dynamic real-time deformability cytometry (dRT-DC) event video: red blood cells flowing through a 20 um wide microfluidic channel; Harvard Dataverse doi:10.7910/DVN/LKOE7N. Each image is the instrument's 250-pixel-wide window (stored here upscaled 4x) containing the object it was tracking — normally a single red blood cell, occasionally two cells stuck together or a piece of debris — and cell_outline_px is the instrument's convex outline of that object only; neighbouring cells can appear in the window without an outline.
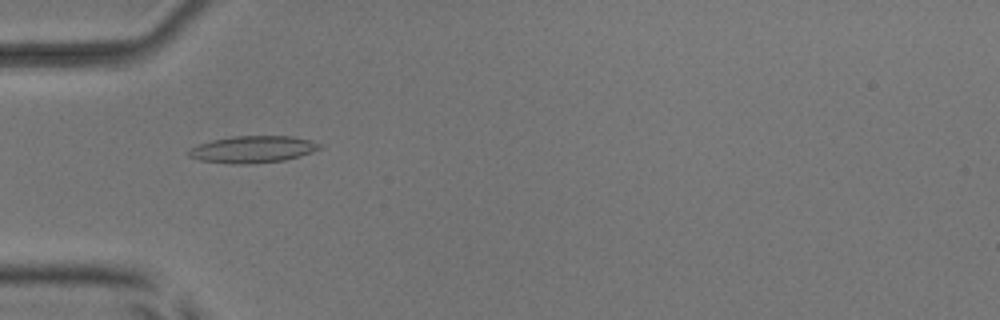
{"species": "common noctule bat (a hibernating species)", "species_latin": "Nyctalus noctula", "temperature_condition": "room temperature", "stored_images_in_passage": 6, "camera_frame_rate_fps": 3000, "um_per_image_px": 0.085, "animal": {"sex": "male", "body_mass_g": 17.9, "forearm_length_mm": 54.2}, "frame": {"image": 1, "passage_image": 5, "time_ms": 4.667, "image_size_px": [1000, 320], "cell_outline_px": [[324, 148], [300, 156], [284, 160], [248, 164], [232, 164], [200, 160], [188, 156], [184, 152], [200, 144], [212, 140], [232, 136], [292, 136], [324, 144]], "centroid_in_image_um": [21.51, 12.69], "position_along_channel_um": 63.5, "area_um2": 20.63}}
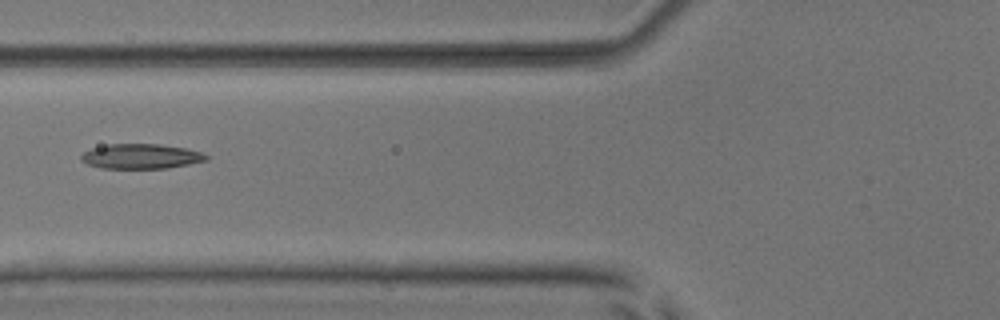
{"frame": {"image": 2, "passage_image": 6, "time_ms": 6.0, "image_size_px": [1000, 320], "cell_outline_px": [[208, 160], [168, 168], [100, 168], [88, 164], [80, 160], [80, 156], [84, 152], [92, 148], [108, 144], [160, 144], [188, 148], [200, 152], [208, 156]], "centroid_in_image_um": [11.98, 13.28], "position_along_channel_um": 113.8, "area_um2": 18.15}}